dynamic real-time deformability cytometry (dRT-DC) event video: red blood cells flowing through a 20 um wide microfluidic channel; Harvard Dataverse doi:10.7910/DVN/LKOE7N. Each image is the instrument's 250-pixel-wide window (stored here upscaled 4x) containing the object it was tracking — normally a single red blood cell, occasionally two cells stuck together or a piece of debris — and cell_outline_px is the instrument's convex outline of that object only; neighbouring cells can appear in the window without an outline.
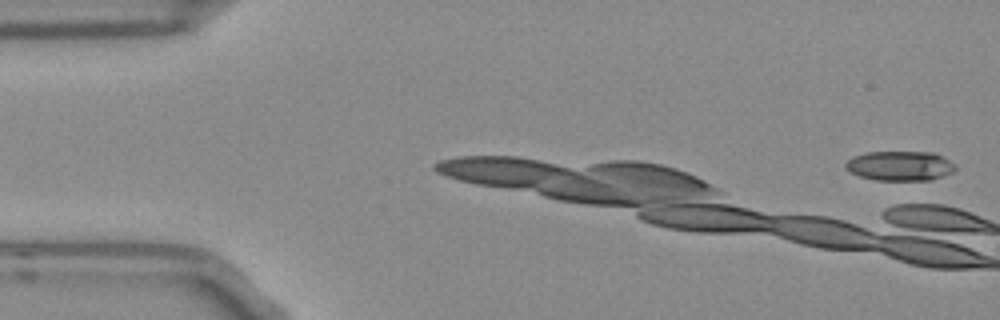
{"species": "Egyptian fruit bat (a non-hibernating species)", "species_latin": "Rousettus aegyptiacus", "temperature_condition": "room temperature", "stored_images_in_passage": 3, "camera_frame_rate_fps": 3000, "um_per_image_px": 0.085, "frame": {"image": 1, "passage_image": 1, "time_ms": 0.0, "image_size_px": [1000, 320], "cell_outline_px": [[956, 168], [952, 172], [944, 176], [932, 180], [876, 180], [860, 176], [844, 168], [844, 164], [852, 156], [864, 152], [932, 152], [948, 160]], "centroid_in_image_um": [76.46, 14.1], "position_along_channel_um": 8.5, "area_um2": 18.9}}